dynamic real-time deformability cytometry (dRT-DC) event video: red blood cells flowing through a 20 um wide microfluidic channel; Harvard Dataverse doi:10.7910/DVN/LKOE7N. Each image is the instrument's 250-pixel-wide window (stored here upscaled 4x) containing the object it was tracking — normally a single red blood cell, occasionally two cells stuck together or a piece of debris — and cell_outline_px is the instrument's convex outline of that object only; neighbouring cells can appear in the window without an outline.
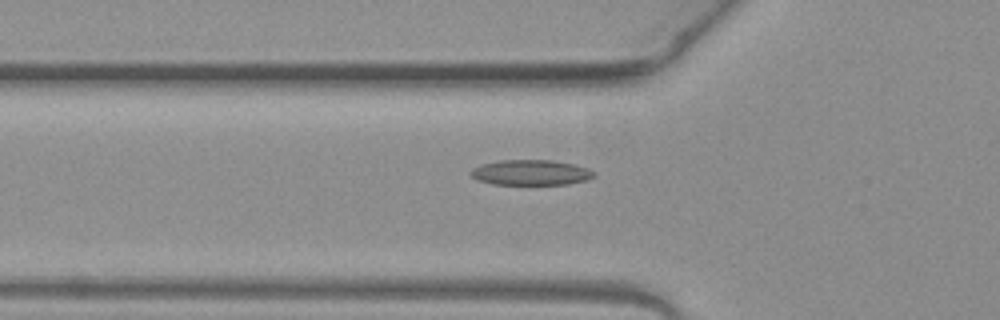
{"species": "common noctule bat (a hibernating species)", "species_latin": "Nyctalus noctula", "temperature_condition": "warm", "stored_images_in_passage": 37, "camera_frame_rate_fps": 3000, "um_per_image_px": 0.085, "animal": {"sex": "female", "body_mass_g": 19.3, "forearm_length_mm": 54.1}, "frame": {"image": 1, "passage_image": 3, "time_ms": 0.667, "image_size_px": [1000, 320], "cell_outline_px": [[596, 176], [588, 180], [568, 184], [492, 184], [476, 180], [468, 172], [472, 168], [480, 164], [500, 160], [552, 160], [572, 164], [588, 168], [596, 172]], "centroid_in_image_um": [45.11, 14.66], "position_along_channel_um": 80.7, "area_um2": 18.38}}
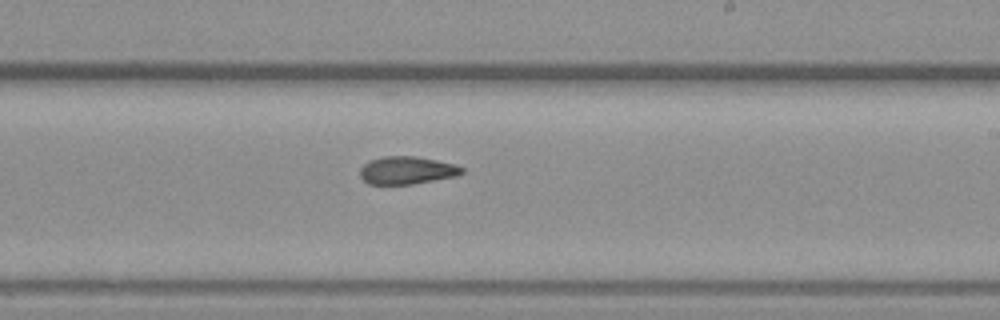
{"frame": {"image": 2, "passage_image": 16, "time_ms": 5.0, "image_size_px": [1000, 320], "cell_outline_px": [[464, 172], [456, 176], [412, 184], [368, 184], [360, 176], [360, 168], [368, 160], [384, 156], [416, 156], [456, 164], [464, 168]], "centroid_in_image_um": [34.58, 14.47], "position_along_channel_um": 254.4, "area_um2": 16.53}}
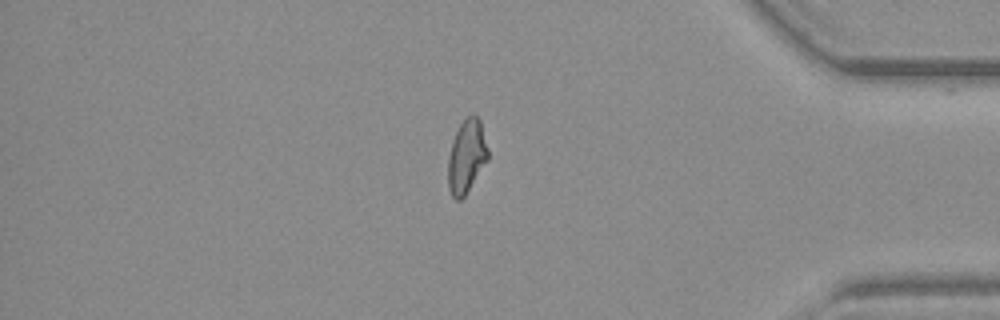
{"frame": {"image": 3, "passage_image": 29, "time_ms": 9.333, "image_size_px": [1000, 320], "cell_outline_px": [[488, 160], [464, 196], [460, 200], [456, 200], [452, 196], [448, 188], [448, 160], [452, 140], [460, 124], [472, 112], [480, 120], [488, 148]], "centroid_in_image_um": [39.66, 13.29], "position_along_channel_um": 395.5, "area_um2": 16.99}, "authors_computed_cell_mechanics": {"area_um2": 16.9932, "velocity_mm_per_s": 3.9991, "shape_relaxation_time_tau1_ms": null, "shape_relaxation_time_tau2_ms": 3.8997, "deformation_change_tau1": null, "deformation_change_tau2": 0.1004}}